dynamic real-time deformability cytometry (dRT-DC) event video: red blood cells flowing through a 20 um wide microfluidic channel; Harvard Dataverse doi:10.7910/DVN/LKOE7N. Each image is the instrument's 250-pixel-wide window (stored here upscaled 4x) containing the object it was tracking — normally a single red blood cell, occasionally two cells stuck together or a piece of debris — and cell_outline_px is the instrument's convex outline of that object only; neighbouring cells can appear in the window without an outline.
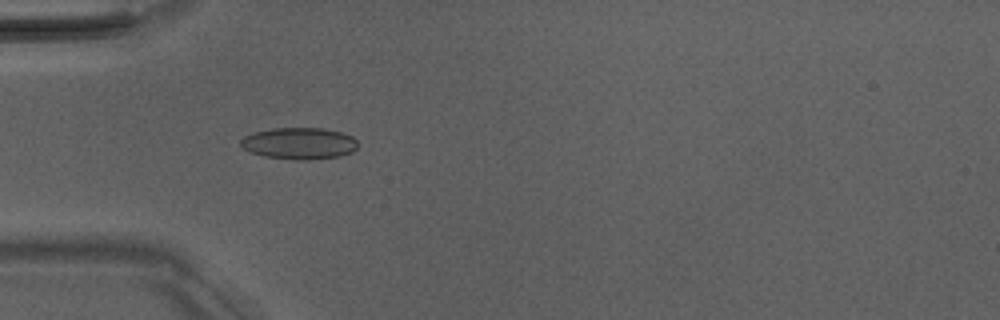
{"species": "Egyptian fruit bat (a non-hibernating species)", "species_latin": "Rousettus aegyptiacus", "temperature_condition": "room temperature", "stored_images_in_passage": 6, "camera_frame_rate_fps": 3000, "um_per_image_px": 0.085, "animal": {"sex": "male"}, "frame": {"image": 1, "passage_image": 4, "time_ms": 3.333, "image_size_px": [1000, 320], "cell_outline_px": [[356, 148], [352, 152], [340, 156], [308, 160], [292, 160], [264, 156], [252, 152], [244, 148], [240, 144], [240, 140], [244, 136], [256, 132], [272, 128], [324, 128], [340, 132], [352, 136], [356, 140]], "centroid_in_image_um": [25.44, 12.19], "position_along_channel_um": 59.6, "area_um2": 21.56}}